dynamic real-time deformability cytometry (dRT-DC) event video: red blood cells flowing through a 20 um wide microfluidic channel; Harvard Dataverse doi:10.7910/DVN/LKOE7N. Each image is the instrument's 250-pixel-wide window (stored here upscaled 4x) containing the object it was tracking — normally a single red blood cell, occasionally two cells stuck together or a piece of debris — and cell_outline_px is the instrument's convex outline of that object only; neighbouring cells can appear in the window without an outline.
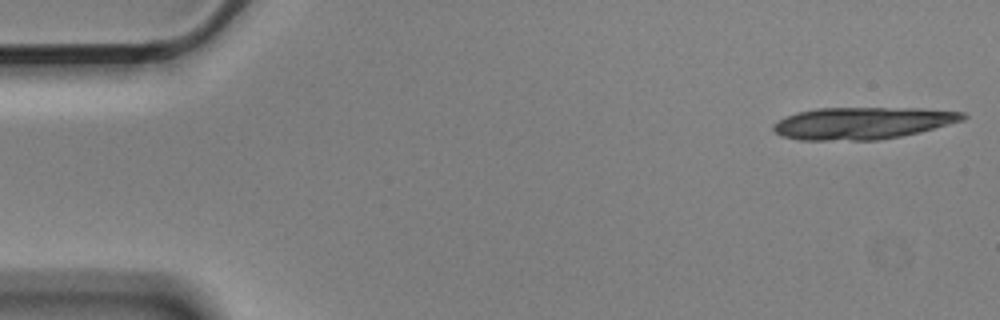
{"species": "Egyptian fruit bat (a non-hibernating species)", "species_latin": "Rousettus aegyptiacus", "temperature_condition": "cold", "stored_images_in_passage": 6, "segment_of_instrument_passage": [1, 2], "camera_frame_rate_fps": 3000, "um_per_image_px": 0.085, "animal": {"sex": "male"}, "frame": {"image": 1, "passage_image": 1, "time_ms": 0.0, "image_size_px": [1000, 320], "cell_outline_px": [[968, 116], [964, 120], [920, 132], [900, 136], [876, 140], [800, 140], [784, 136], [776, 132], [772, 128], [772, 124], [796, 112], [816, 108], [920, 108], [964, 112]], "centroid_in_image_um": [73.34, 10.46], "position_along_channel_um": 11.7, "area_um2": 35.32}}